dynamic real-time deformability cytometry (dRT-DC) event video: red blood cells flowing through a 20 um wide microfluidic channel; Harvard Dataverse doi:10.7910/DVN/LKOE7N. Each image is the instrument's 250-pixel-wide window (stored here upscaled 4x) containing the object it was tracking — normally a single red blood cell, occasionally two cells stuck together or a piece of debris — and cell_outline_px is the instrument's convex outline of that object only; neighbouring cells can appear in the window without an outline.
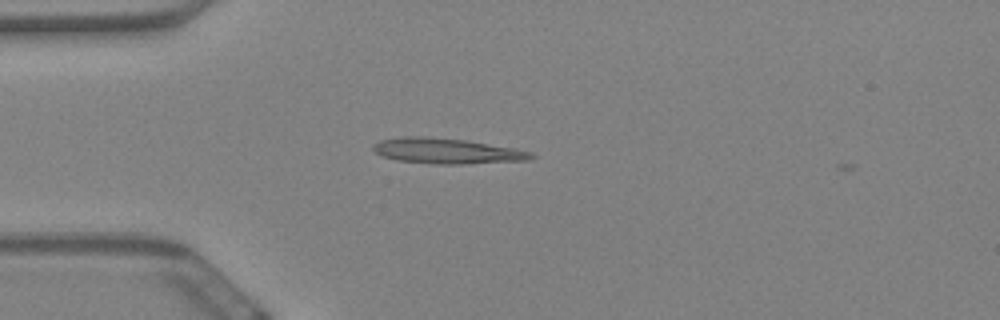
{"species": "Egyptian fruit bat (a non-hibernating species)", "species_latin": "Rousettus aegyptiacus", "temperature_condition": "warm", "stored_images_in_passage": 5, "camera_frame_rate_fps": 3000, "um_per_image_px": 0.085, "animal": {"sex": "female"}, "frame": {"image": 1, "passage_image": 2, "time_ms": 0.333, "image_size_px": [1000, 320], "cell_outline_px": [[536, 156], [528, 160], [460, 164], [432, 164], [396, 160], [384, 156], [376, 152], [372, 148], [372, 144], [380, 140], [404, 136], [428, 136], [468, 140], [516, 148], [532, 152]], "centroid_in_image_um": [37.99, 12.82], "position_along_channel_um": 47.0, "area_um2": 23.64}}